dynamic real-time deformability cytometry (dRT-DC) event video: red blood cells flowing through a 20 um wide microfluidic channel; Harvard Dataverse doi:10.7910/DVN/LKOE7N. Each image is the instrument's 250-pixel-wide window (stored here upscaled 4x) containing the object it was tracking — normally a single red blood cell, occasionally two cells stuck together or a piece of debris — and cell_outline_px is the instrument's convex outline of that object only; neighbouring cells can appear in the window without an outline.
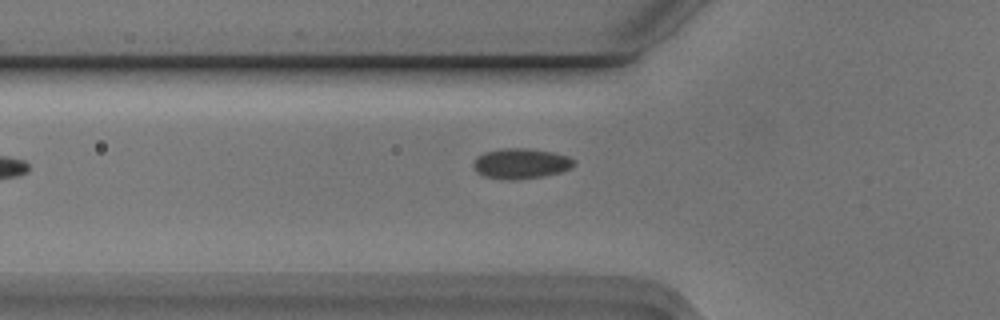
{"species": "Egyptian fruit bat (a non-hibernating species)", "species_latin": "Rousettus aegyptiacus", "temperature_condition": "cold", "stored_images_in_passage": 6, "camera_frame_rate_fps": 3000, "um_per_image_px": 0.085, "animal": {"sex": "male"}, "frame": {"image": 1, "passage_image": 6, "time_ms": 1.667, "image_size_px": [1000, 320], "cell_outline_px": [[576, 160], [568, 168], [560, 172], [544, 176], [512, 180], [508, 180], [484, 176], [476, 172], [472, 164], [476, 156], [484, 152], [504, 148], [524, 148], [552, 152], [568, 156]], "centroid_in_image_um": [44.22, 13.9], "position_along_channel_um": 81.6, "area_um2": 17.69}}